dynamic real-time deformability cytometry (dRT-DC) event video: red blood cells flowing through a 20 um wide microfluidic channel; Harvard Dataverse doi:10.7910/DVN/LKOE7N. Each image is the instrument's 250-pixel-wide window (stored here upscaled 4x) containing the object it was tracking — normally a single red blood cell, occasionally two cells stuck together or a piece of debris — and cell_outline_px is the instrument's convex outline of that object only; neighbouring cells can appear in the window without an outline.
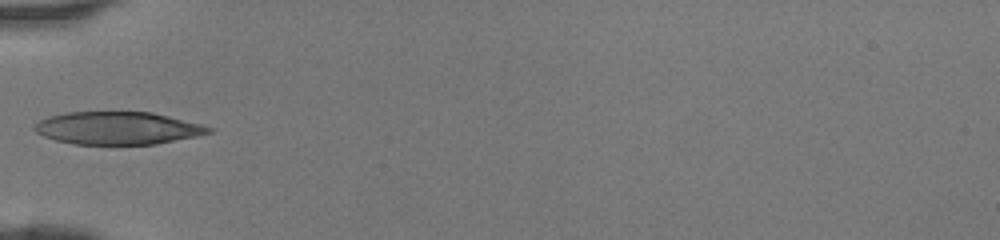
{"species": "human", "species_latin": "Homo sapiens", "temperature_condition": "room temperature", "stored_images_in_passage": 30, "camera_frame_rate_fps": 3000, "um_per_image_px": 0.085, "donor": {"sex": "female"}, "frame": {"image": 1, "passage_image": 1, "time_ms": 0.0, "image_size_px": [1000, 240], "cell_outline_px": [[212, 132], [196, 136], [156, 144], [76, 144], [56, 140], [44, 136], [36, 132], [32, 128], [40, 120], [48, 116], [64, 112], [152, 112], [200, 124], [212, 128]], "centroid_in_image_um": [9.97, 10.88], "position_along_channel_um": 75.0, "area_um2": 32.95}}
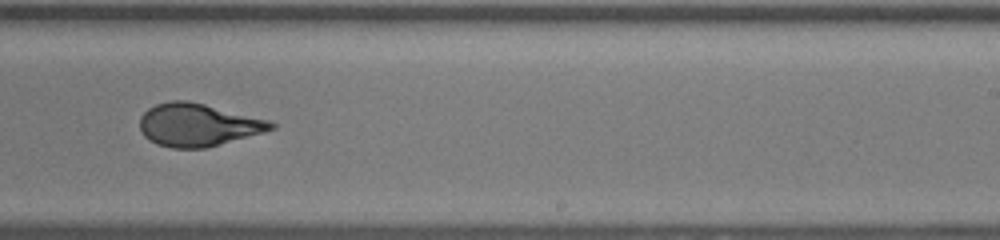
{"frame": {"image": 2, "passage_image": 14, "time_ms": 4.333, "image_size_px": [1000, 240], "cell_outline_px": [[276, 128], [264, 132], [220, 144], [204, 148], [172, 148], [156, 144], [148, 140], [144, 136], [140, 128], [140, 116], [148, 108], [156, 104], [172, 100], [188, 100], [272, 120], [276, 124]], "centroid_in_image_um": [16.83, 10.61], "position_along_channel_um": 272.2, "area_um2": 32.89}}
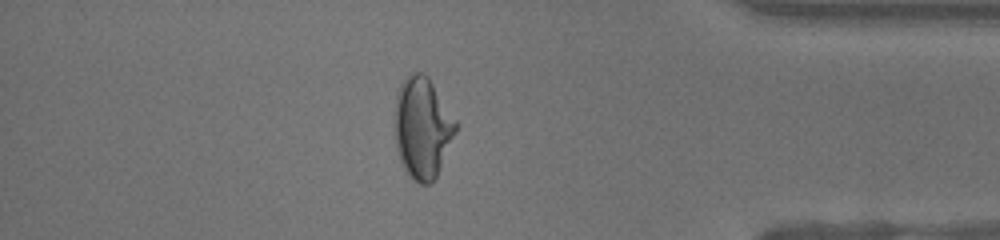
{"frame": {"image": 3, "passage_image": 24, "time_ms": 7.667, "image_size_px": [1000, 240], "cell_outline_px": [[460, 124], [436, 176], [428, 184], [420, 184], [408, 176], [400, 160], [396, 148], [396, 96], [400, 84], [412, 72], [420, 72], [428, 76]], "centroid_in_image_um": [35.94, 10.85], "position_along_channel_um": 399.3, "area_um2": 35.89}}